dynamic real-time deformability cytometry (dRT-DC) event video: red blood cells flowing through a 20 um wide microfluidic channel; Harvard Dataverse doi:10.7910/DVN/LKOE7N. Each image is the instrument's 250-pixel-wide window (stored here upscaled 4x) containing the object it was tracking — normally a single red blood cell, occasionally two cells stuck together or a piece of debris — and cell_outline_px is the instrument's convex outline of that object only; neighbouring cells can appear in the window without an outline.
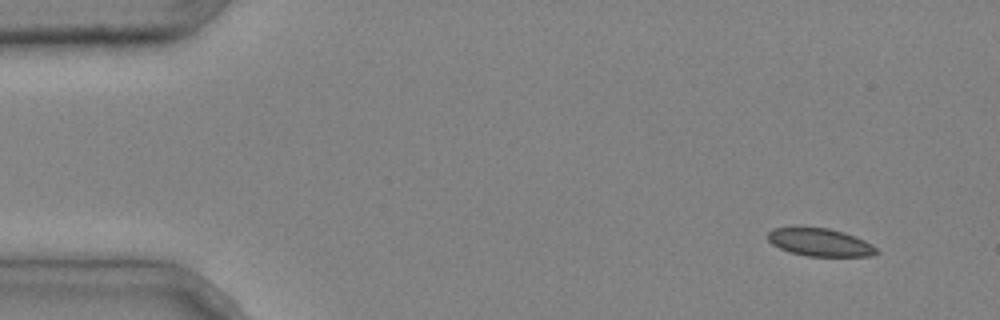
{"species": "common noctule bat (a hibernating species)", "species_latin": "Nyctalus noctula", "temperature_condition": "cold", "stored_images_in_passage": 3, "camera_frame_rate_fps": 3000, "um_per_image_px": 0.085, "animal": {"sex": "male", "body_mass_g": 20.4}, "frame": {"image": 1, "passage_image": 1, "time_ms": 0.0, "image_size_px": [1000, 320], "cell_outline_px": [[880, 252], [872, 256], [808, 256], [792, 252], [780, 248], [772, 244], [768, 240], [768, 232], [772, 228], [796, 224], [828, 228], [844, 232], [856, 236], [872, 244]], "centroid_in_image_um": [69.66, 20.54], "position_along_channel_um": 15.3, "area_um2": 18.26}}